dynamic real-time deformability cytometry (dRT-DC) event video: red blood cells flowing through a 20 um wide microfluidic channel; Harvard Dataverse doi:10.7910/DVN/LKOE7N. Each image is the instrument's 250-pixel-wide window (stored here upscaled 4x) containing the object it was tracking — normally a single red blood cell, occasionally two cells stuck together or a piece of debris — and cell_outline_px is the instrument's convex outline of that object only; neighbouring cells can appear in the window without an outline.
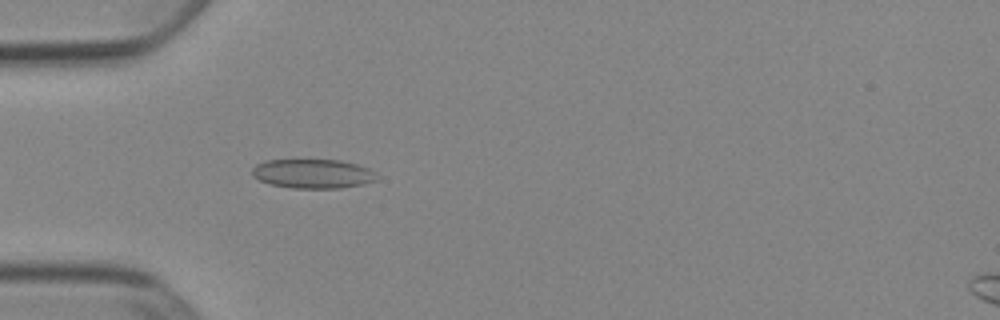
{"species": "Egyptian fruit bat (a non-hibernating species)", "species_latin": "Rousettus aegyptiacus", "temperature_condition": "cold", "stored_images_in_passage": 52, "camera_frame_rate_fps": 3000, "um_per_image_px": 0.085, "animal": {"sex": "female"}, "frame": {"image": 1, "passage_image": 16, "time_ms": 5.0, "image_size_px": [1000, 320], "cell_outline_px": [[380, 176], [376, 180], [364, 184], [340, 188], [292, 188], [272, 184], [260, 180], [252, 176], [252, 168], [256, 164], [264, 160], [340, 160], [372, 168]], "centroid_in_image_um": [26.64, 14.76], "position_along_channel_um": 58.4, "area_um2": 21.44}}
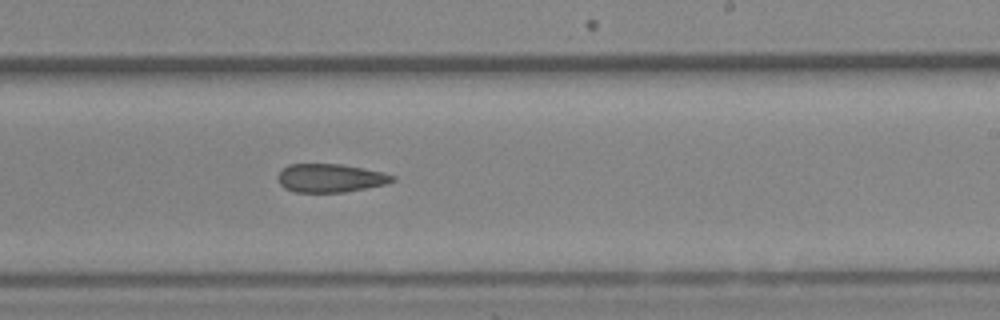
{"frame": {"image": 2, "passage_image": 32, "time_ms": 10.333, "image_size_px": [1000, 320], "cell_outline_px": [[396, 180], [388, 184], [344, 192], [296, 192], [284, 188], [280, 184], [276, 176], [288, 164], [340, 164], [364, 168], [384, 172], [396, 176]], "centroid_in_image_um": [28.11, 15.13], "position_along_channel_um": 260.9, "area_um2": 19.13}}
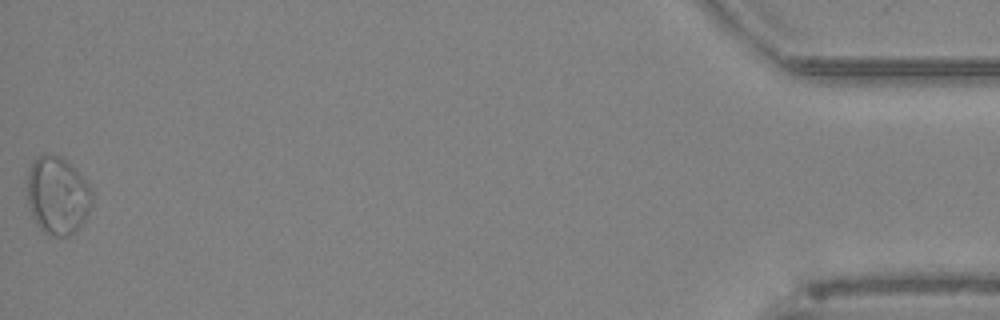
{"frame": {"image": 3, "passage_image": 52, "time_ms": 17.0, "image_size_px": [1000, 320], "cell_outline_px": [[92, 204], [84, 220], [68, 236], [52, 236], [44, 232], [36, 224], [32, 216], [28, 204], [28, 168], [32, 160], [36, 156], [44, 152], [48, 152], [64, 156], [72, 164], [88, 184], [92, 192]], "centroid_in_image_um": [4.87, 16.54], "position_along_channel_um": 430.3, "area_um2": 29.82}}